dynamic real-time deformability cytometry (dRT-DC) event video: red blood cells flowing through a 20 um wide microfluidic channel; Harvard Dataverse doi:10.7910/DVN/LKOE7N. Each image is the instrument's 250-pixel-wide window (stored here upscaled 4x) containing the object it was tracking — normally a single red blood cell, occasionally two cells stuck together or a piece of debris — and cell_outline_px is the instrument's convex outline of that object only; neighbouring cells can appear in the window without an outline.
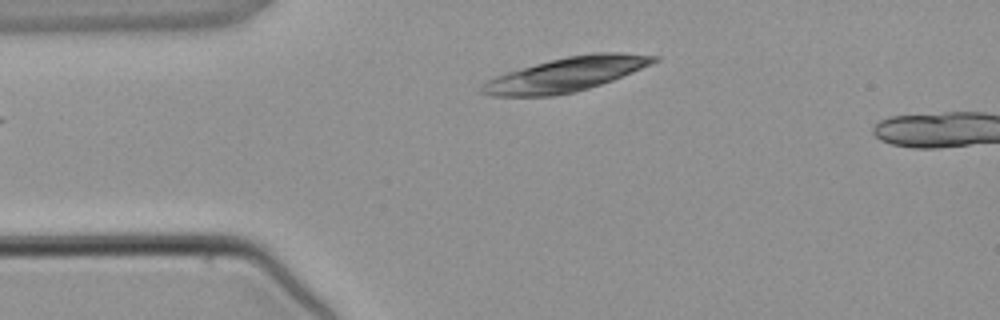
{"species": "common noctule bat (a hibernating species)", "species_latin": "Nyctalus noctula", "temperature_condition": "warm", "stored_images_in_passage": 2, "camera_frame_rate_fps": 3000, "um_per_image_px": 0.085, "animal": {"sex": "male", "body_mass_g": 21.5, "forearm_length_mm": 52.0}, "frame": {"image": 1, "passage_image": 1, "time_ms": 0.0, "image_size_px": [1000, 320], "cell_outline_px": [[660, 60], [612, 80], [588, 88], [572, 92], [552, 96], [492, 96], [480, 92], [480, 84], [496, 76], [508, 72], [536, 64], [568, 56], [592, 52], [620, 52], [660, 56]], "centroid_in_image_um": [48.12, 6.32], "position_along_channel_um": 36.9, "area_um2": 33.81}}